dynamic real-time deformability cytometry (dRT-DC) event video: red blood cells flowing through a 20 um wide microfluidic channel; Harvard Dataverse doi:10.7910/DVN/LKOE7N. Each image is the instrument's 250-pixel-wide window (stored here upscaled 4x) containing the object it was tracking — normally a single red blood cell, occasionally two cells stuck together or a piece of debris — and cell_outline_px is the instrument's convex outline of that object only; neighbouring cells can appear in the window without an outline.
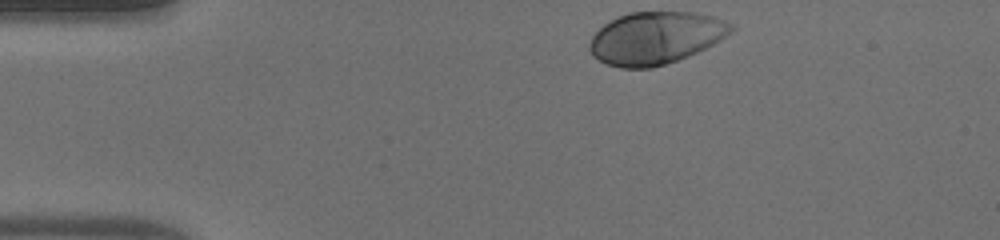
{"species": "human", "species_latin": "Homo sapiens", "temperature_condition": "warm", "stored_images_in_passage": 34, "camera_frame_rate_fps": 3000, "um_per_image_px": 0.085, "donor": {"sex": "male"}, "frame": {"image": 1, "passage_image": 1, "time_ms": 0.0, "image_size_px": [1000, 240], "cell_outline_px": [[736, 28], [732, 32], [720, 40], [688, 56], [652, 68], [620, 68], [608, 64], [592, 56], [588, 48], [588, 44], [592, 36], [604, 24], [628, 12], [696, 12], [712, 16], [736, 24]], "centroid_in_image_um": [55.74, 3.22], "position_along_channel_um": 29.3, "area_um2": 43.23}}
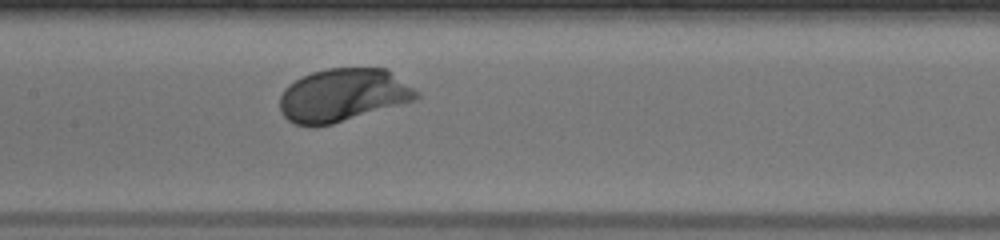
{"frame": {"image": 2, "passage_image": 17, "time_ms": 5.333, "image_size_px": [1000, 240], "cell_outline_px": [[420, 96], [416, 100], [332, 124], [296, 124], [288, 120], [280, 112], [280, 96], [284, 88], [288, 84], [300, 76], [312, 72], [328, 68], [388, 68], [420, 92]], "centroid_in_image_um": [29.18, 8.05], "position_along_channel_um": 178.2, "area_um2": 42.25}}
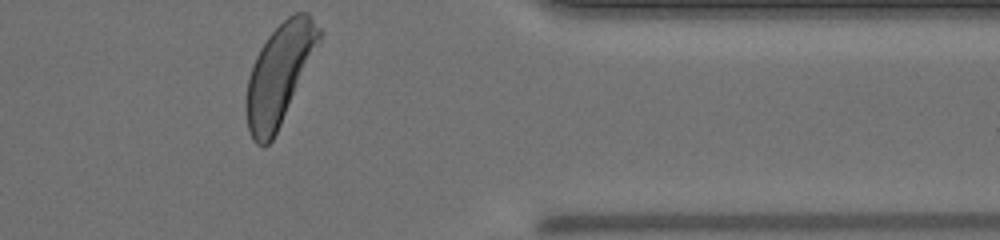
{"frame": {"image": 3, "passage_image": 34, "time_ms": 11.0, "image_size_px": [1000, 240], "cell_outline_px": [[324, 32], [320, 44], [272, 140], [264, 148], [256, 144], [252, 140], [248, 128], [244, 108], [244, 104], [248, 80], [256, 56], [260, 48], [268, 36], [288, 16], [296, 12], [308, 12]], "centroid_in_image_um": [23.75, 6.3], "position_along_channel_um": 387.6, "area_um2": 42.48}, "authors_computed_cell_mechanics": {"area_um2": 41.5293, "velocity_mm_per_s": 3.9746, "shape_relaxation_time_tau1_ms": 1.3399, "shape_relaxation_time_tau2_ms": null, "deformation_change_tau1": 0.1457, "deformation_change_tau2": null}}